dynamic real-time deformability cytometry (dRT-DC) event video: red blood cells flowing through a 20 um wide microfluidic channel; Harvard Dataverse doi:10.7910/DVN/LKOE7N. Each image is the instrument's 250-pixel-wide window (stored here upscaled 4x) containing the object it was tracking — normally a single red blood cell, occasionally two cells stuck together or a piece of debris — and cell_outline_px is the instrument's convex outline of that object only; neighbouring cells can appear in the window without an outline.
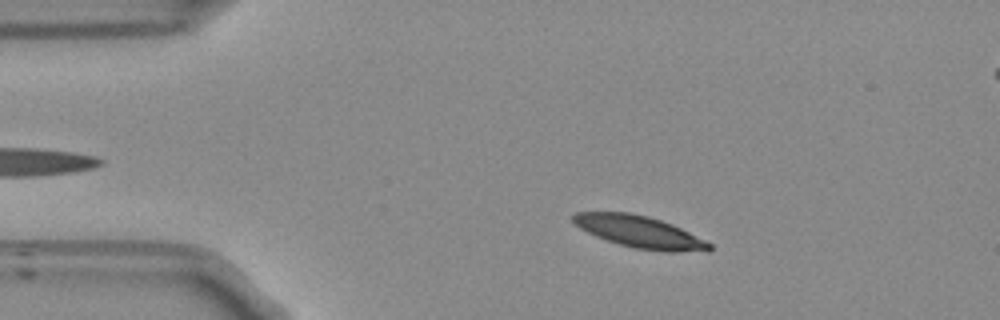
{"species": "Egyptian fruit bat (a non-hibernating species)", "species_latin": "Rousettus aegyptiacus", "temperature_condition": "room temperature", "stored_images_in_passage": 43, "camera_frame_rate_fps": 3000, "um_per_image_px": 0.085, "frame": {"image": 1, "passage_image": 8, "time_ms": 2.333, "image_size_px": [1000, 320], "cell_outline_px": [[712, 248], [708, 252], [664, 252], [636, 248], [620, 244], [596, 236], [580, 228], [572, 220], [572, 216], [576, 212], [632, 212], [648, 216], [672, 224], [712, 244]], "centroid_in_image_um": [54.4, 19.71], "position_along_channel_um": 30.6, "area_um2": 25.26}}
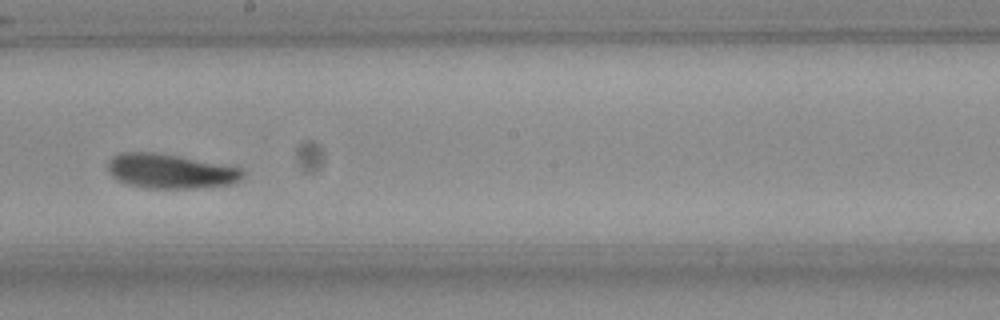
{"frame": {"image": 2, "passage_image": 28, "time_ms": 9.0, "image_size_px": [1000, 320], "cell_outline_px": [[244, 176], [240, 180], [232, 184], [196, 188], [148, 188], [128, 184], [112, 176], [108, 172], [108, 160], [112, 156], [120, 152], [152, 152], [176, 156], [240, 168], [244, 172]], "centroid_in_image_um": [14.45, 14.55], "position_along_channel_um": 233.8, "area_um2": 26.82}}
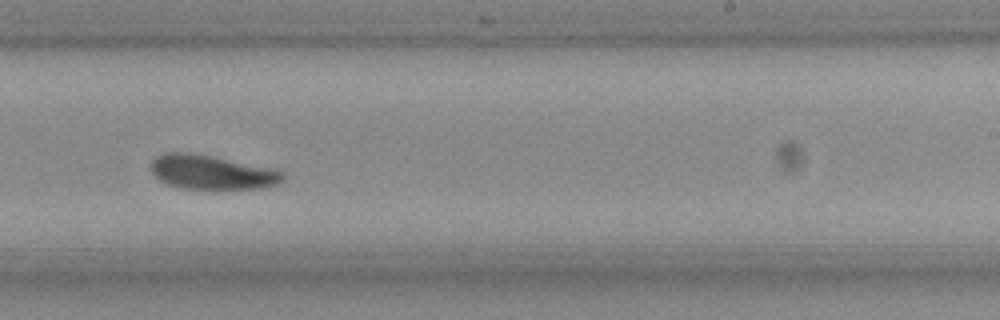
{"frame": {"image": 3, "passage_image": 31, "time_ms": 10.0, "image_size_px": [1000, 320], "cell_outline_px": [[284, 180], [276, 184], [264, 188], [212, 192], [180, 188], [168, 184], [160, 180], [152, 172], [152, 160], [156, 156], [164, 152], [188, 152], [272, 168], [284, 172]], "centroid_in_image_um": [18.02, 14.7], "position_along_channel_um": 271.0, "area_um2": 27.11}, "authors_computed_cell_mechanics": {"area_um2": 26.0678, "velocity_mm_per_s": 3.7437, "shape_relaxation_time_tau1_ms": 4.1789, "shape_relaxation_time_tau2_ms": 5.2459, "deformation_change_tau1": 0.1422, "deformation_change_tau2": 0.1184}}